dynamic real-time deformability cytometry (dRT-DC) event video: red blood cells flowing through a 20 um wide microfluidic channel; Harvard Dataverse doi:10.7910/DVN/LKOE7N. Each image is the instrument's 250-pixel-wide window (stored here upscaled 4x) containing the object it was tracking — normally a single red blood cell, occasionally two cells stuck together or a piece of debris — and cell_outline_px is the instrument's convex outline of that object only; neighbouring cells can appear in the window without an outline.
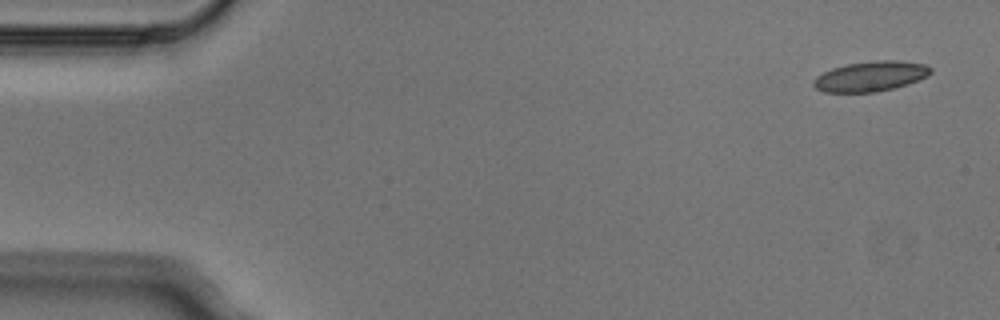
{"species": "Egyptian fruit bat (a non-hibernating species)", "species_latin": "Rousettus aegyptiacus", "temperature_condition": "cold", "stored_images_in_passage": 5, "camera_frame_rate_fps": 3000, "um_per_image_px": 0.085, "animal": {"sex": "male"}, "frame": {"image": 1, "passage_image": 1, "time_ms": 0.0, "image_size_px": [1000, 320], "cell_outline_px": [[932, 72], [928, 76], [908, 84], [876, 92], [824, 92], [816, 88], [812, 84], [812, 80], [816, 76], [832, 68], [848, 64], [876, 60], [896, 60], [924, 64], [932, 68]], "centroid_in_image_um": [74.0, 6.48], "position_along_channel_um": 11.0, "area_um2": 20.52}}
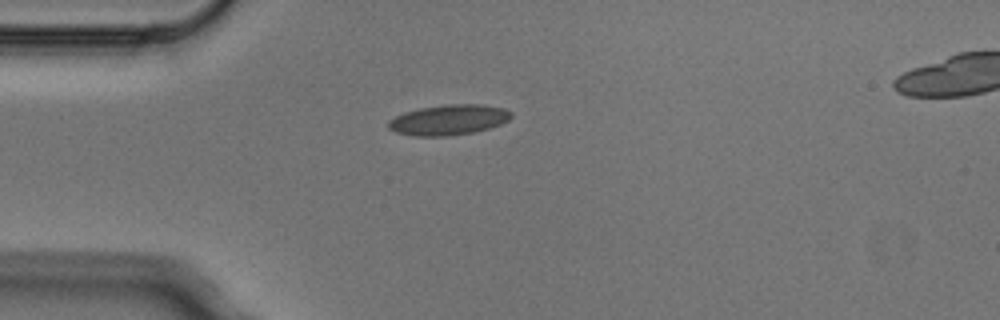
{"frame": {"image": 2, "passage_image": 4, "time_ms": 1.0, "image_size_px": [1000, 320], "cell_outline_px": [[512, 116], [508, 120], [500, 124], [488, 128], [472, 132], [448, 136], [412, 136], [396, 132], [388, 128], [388, 120], [404, 112], [420, 108], [448, 104], [484, 104], [504, 108], [512, 112]], "centroid_in_image_um": [38.13, 10.18], "position_along_channel_um": 46.9, "area_um2": 21.73}}